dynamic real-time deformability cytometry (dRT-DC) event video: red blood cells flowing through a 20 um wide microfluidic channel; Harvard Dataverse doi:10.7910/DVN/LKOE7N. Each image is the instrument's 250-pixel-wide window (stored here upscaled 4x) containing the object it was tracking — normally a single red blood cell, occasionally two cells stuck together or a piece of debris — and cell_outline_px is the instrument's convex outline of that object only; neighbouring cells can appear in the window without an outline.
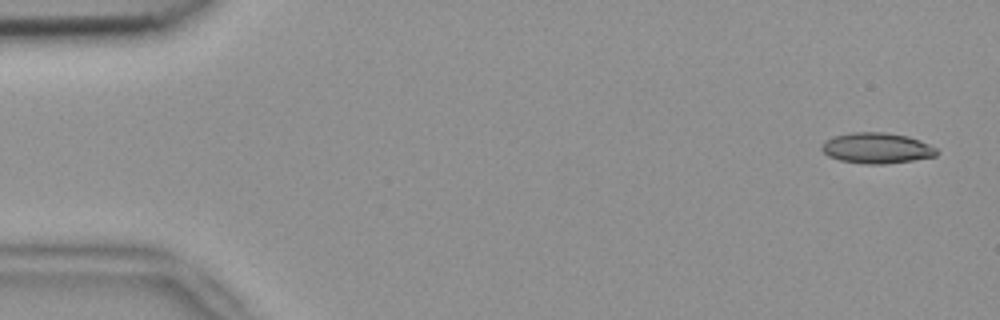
{"species": "common noctule bat (a hibernating species)", "species_latin": "Nyctalus noctula", "temperature_condition": "room temperature", "stored_images_in_passage": 5, "camera_frame_rate_fps": 3000, "um_per_image_px": 0.085, "animal": {"sex": "female", "body_mass_g": 18.4}, "frame": {"image": 1, "passage_image": 1, "time_ms": 0.0, "image_size_px": [1000, 320], "cell_outline_px": [[936, 156], [912, 160], [884, 164], [864, 164], [840, 160], [828, 156], [820, 148], [824, 140], [832, 136], [852, 132], [884, 132], [908, 136], [920, 140], [936, 148]], "centroid_in_image_um": [74.48, 12.58], "position_along_channel_um": 10.5, "area_um2": 20.58}}
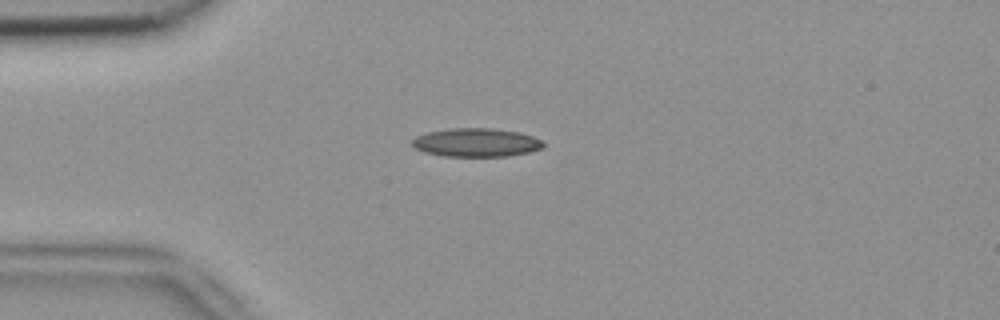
{"frame": {"image": 2, "passage_image": 4, "time_ms": 1.0, "image_size_px": [1000, 320], "cell_outline_px": [[544, 148], [528, 152], [508, 156], [444, 156], [424, 152], [416, 148], [412, 144], [412, 140], [416, 136], [428, 132], [448, 128], [492, 128], [520, 132], [544, 140]], "centroid_in_image_um": [40.51, 12.11], "position_along_channel_um": 44.5, "area_um2": 21.91}}